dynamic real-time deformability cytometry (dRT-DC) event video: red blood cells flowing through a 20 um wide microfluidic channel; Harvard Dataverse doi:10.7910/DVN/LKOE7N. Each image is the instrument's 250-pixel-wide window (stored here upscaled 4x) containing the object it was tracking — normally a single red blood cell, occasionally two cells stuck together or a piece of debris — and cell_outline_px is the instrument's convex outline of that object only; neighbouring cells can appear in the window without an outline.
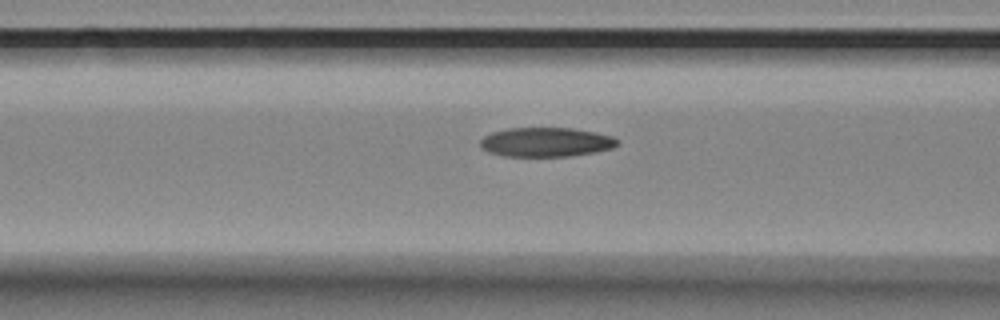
{"species": "Egyptian fruit bat (a non-hibernating species)", "species_latin": "Rousettus aegyptiacus", "temperature_condition": "room temperature", "stored_images_in_passage": 8, "camera_frame_rate_fps": 3000, "um_per_image_px": 0.085, "animal": {"sex": "female"}, "frame": {"image": 1, "passage_image": 7, "time_ms": 2.0, "image_size_px": [1000, 320], "cell_outline_px": [[620, 144], [612, 148], [596, 152], [568, 156], [504, 156], [488, 152], [480, 144], [480, 140], [484, 136], [492, 132], [508, 128], [572, 128], [596, 132], [612, 136], [620, 140]], "centroid_in_image_um": [46.45, 12.07], "position_along_channel_um": 120.2, "area_um2": 23.47}}
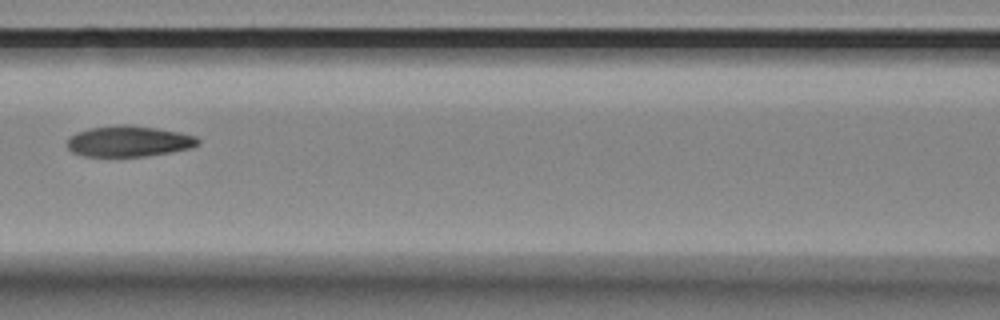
{"frame": {"image": 2, "passage_image": 8, "time_ms": 2.333, "image_size_px": [1000, 320], "cell_outline_px": [[200, 140], [196, 144], [188, 148], [168, 152], [144, 156], [84, 156], [72, 152], [68, 148], [68, 136], [76, 132], [88, 128], [120, 124], [128, 124], [156, 128], [180, 132], [196, 136]], "centroid_in_image_um": [10.89, 11.99], "position_along_channel_um": 155.7, "area_um2": 23.41}}